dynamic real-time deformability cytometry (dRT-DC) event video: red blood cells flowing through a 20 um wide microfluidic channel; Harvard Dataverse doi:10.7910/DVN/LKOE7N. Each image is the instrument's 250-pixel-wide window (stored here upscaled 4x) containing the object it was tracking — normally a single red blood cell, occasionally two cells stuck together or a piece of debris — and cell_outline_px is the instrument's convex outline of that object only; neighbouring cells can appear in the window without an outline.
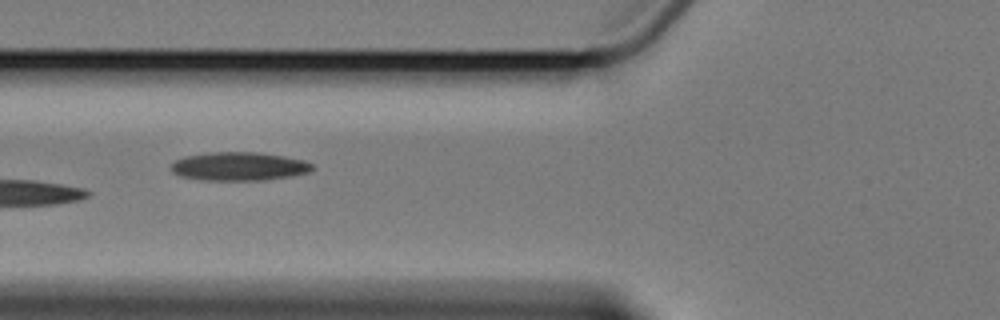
{"species": "Egyptian fruit bat (a non-hibernating species)", "species_latin": "Rousettus aegyptiacus", "temperature_condition": "cold", "stored_images_in_passage": 15, "segment_of_instrument_passage": [1, 2], "camera_frame_rate_fps": 3000, "um_per_image_px": 0.085, "animal": {"sex": "female"}, "frame": {"image": 1, "passage_image": 5, "time_ms": 5.667, "image_size_px": [1000, 320], "cell_outline_px": [[316, 168], [312, 172], [292, 176], [264, 180], [204, 180], [180, 176], [172, 172], [172, 160], [184, 156], [208, 152], [260, 152], [284, 156], [304, 160], [312, 164]], "centroid_in_image_um": [20.34, 14.13], "position_along_channel_um": 105.5, "area_um2": 23.81}}
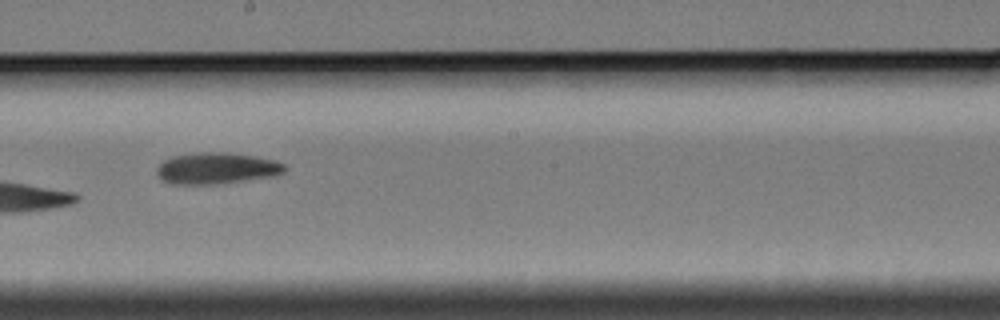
{"frame": {"image": 2, "passage_image": 8, "time_ms": 9.333, "image_size_px": [1000, 320], "cell_outline_px": [[288, 168], [284, 172], [276, 176], [212, 184], [172, 184], [164, 180], [156, 172], [156, 168], [164, 160], [172, 156], [200, 152], [228, 152], [256, 156], [276, 160], [284, 164]], "centroid_in_image_um": [18.45, 14.29], "position_along_channel_um": 229.7, "area_um2": 23.41}}
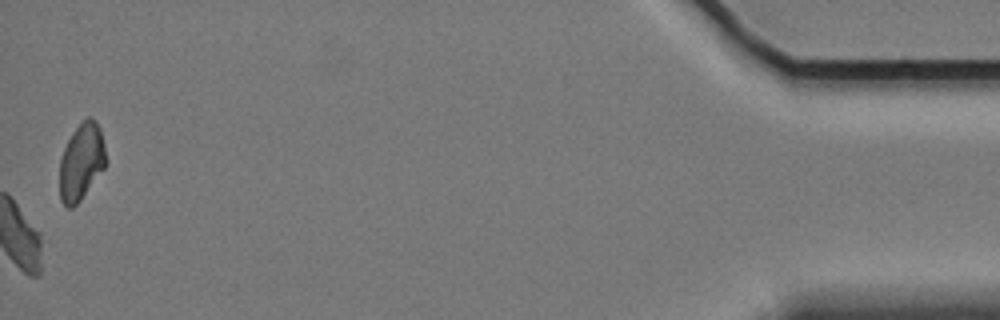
{"frame": {"image": 3, "passage_image": 14, "time_ms": 17.667, "image_size_px": [1000, 320], "cell_outline_px": [[104, 168], [80, 200], [72, 208], [68, 208], [60, 200], [60, 160], [64, 148], [72, 132], [88, 116], [92, 116], [96, 120], [100, 128], [104, 144]], "centroid_in_image_um": [6.9, 13.74], "position_along_channel_um": 428.3, "area_um2": 20.35}}